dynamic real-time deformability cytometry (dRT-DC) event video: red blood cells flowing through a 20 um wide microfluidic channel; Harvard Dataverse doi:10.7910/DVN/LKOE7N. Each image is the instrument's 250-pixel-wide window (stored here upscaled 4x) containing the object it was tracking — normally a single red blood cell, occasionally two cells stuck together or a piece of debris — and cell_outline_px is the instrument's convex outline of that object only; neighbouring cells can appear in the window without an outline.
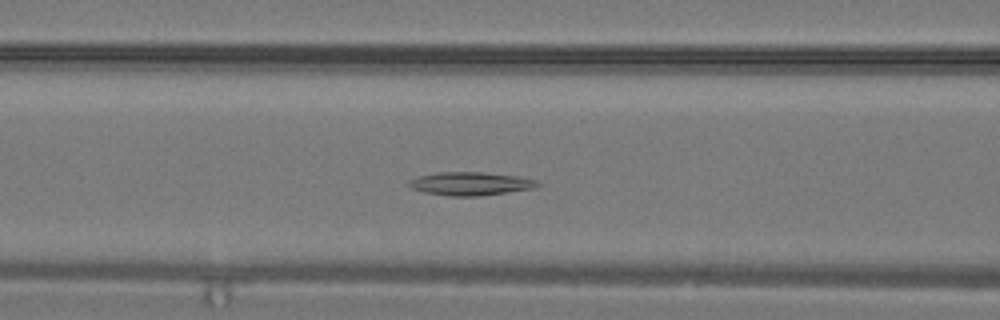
{"species": "common noctule bat (a hibernating species)", "species_latin": "Nyctalus noctula", "temperature_condition": "warm", "stored_images_in_passage": 28, "segment_of_instrument_passage": [1, 2], "camera_frame_rate_fps": 3000, "um_per_image_px": 0.085, "animal": {"sex": "male", "body_mass_g": 19.2, "forearm_length_mm": 51.8}, "frame": {"image": 1, "passage_image": 9, "time_ms": 2.667, "image_size_px": [1000, 320], "cell_outline_px": [[540, 184], [536, 188], [480, 196], [452, 196], [424, 192], [412, 188], [404, 184], [408, 180], [416, 176], [436, 172], [484, 172], [516, 176], [536, 180]], "centroid_in_image_um": [39.93, 15.61], "position_along_channel_um": 126.7, "area_um2": 17.63}}
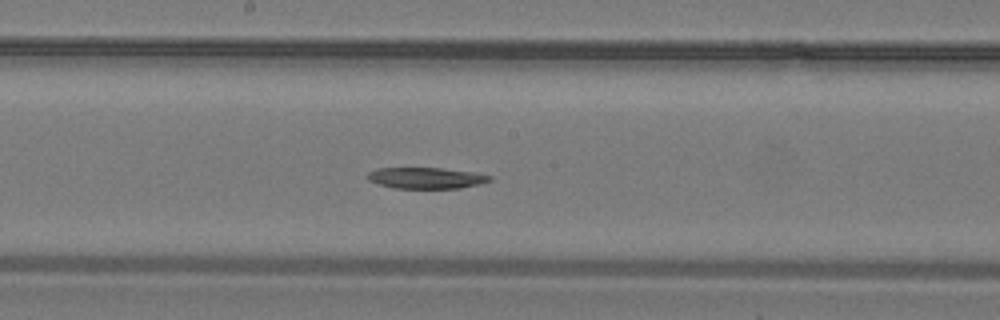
{"frame": {"image": 2, "passage_image": 13, "time_ms": 4.0, "image_size_px": [1000, 320], "cell_outline_px": [[492, 180], [480, 184], [460, 188], [392, 188], [368, 180], [368, 172], [376, 168], [440, 168], [476, 172], [492, 176]], "centroid_in_image_um": [36.25, 15.13], "position_along_channel_um": 212.0, "area_um2": 15.09}}
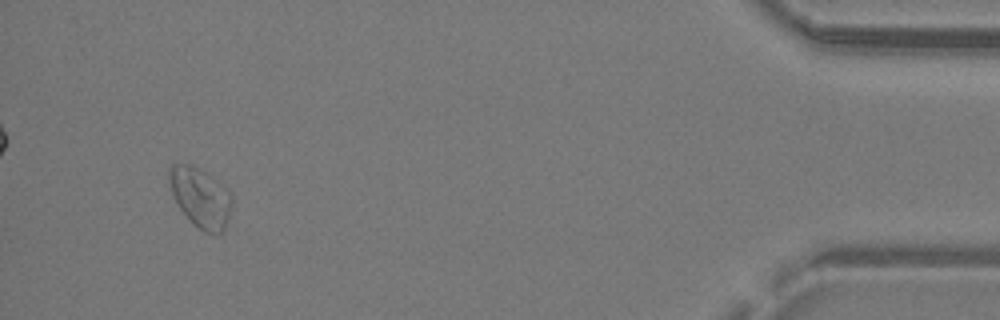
{"frame": {"image": 3, "passage_image": 26, "time_ms": 8.333, "image_size_px": [1000, 320], "cell_outline_px": [[232, 204], [228, 220], [224, 232], [204, 232], [176, 204], [168, 180], [168, 168], [172, 164], [192, 164], [204, 172], [224, 188], [232, 196]], "centroid_in_image_um": [17.02, 16.77], "position_along_channel_um": 418.2, "area_um2": 21.21}}